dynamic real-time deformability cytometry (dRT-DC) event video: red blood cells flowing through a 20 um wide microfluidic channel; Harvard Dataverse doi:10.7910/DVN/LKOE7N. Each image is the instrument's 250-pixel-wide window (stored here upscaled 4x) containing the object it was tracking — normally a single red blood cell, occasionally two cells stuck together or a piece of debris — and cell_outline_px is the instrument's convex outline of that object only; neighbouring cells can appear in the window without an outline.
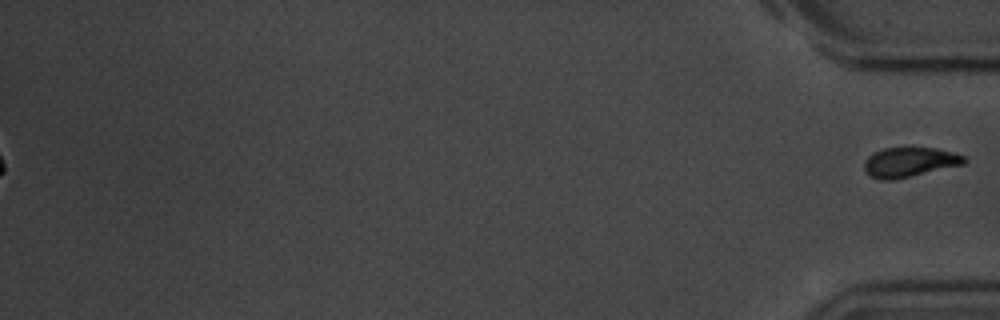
{"species": "common noctule bat (a hibernating species)", "species_latin": "Nyctalus noctula", "temperature_condition": "room temperature", "stored_images_in_passage": 45, "segment_of_instrument_passage": [2, 2], "camera_frame_rate_fps": 3000, "um_per_image_px": 0.085, "animal": {"sex": "male", "body_mass_g": 20.1, "forearm_length_mm": 53.5}, "frame": {"image": 1, "passage_image": 45, "time_ms": 14.667, "image_size_px": [1000, 320], "cell_outline_px": [[968, 160], [964, 164], [892, 180], [880, 180], [872, 176], [864, 168], [864, 160], [872, 152], [884, 148], [936, 148], [952, 152], [964, 156]], "centroid_in_image_um": [77.3, 13.77], "position_along_channel_um": 357.9, "area_um2": 17.11}}